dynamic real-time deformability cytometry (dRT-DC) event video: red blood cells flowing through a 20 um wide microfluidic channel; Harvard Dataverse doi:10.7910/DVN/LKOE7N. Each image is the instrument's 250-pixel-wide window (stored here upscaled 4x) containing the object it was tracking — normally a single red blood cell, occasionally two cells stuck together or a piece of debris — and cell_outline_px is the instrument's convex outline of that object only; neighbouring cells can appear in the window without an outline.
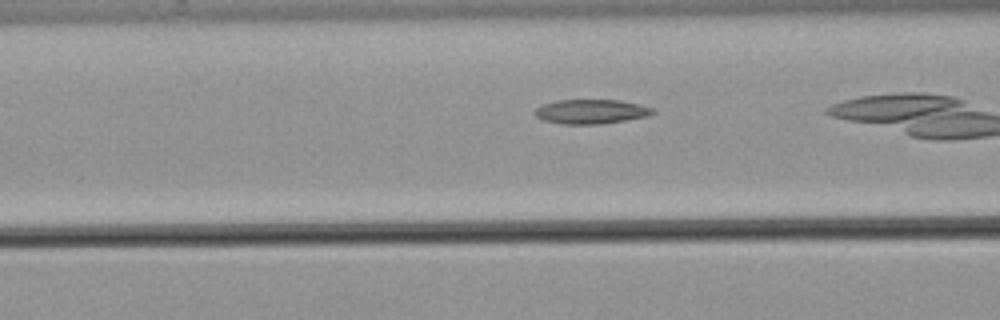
{"species": "common noctule bat (a hibernating species)", "species_latin": "Nyctalus noctula", "temperature_condition": "warm", "stored_images_in_passage": 7, "camera_frame_rate_fps": 3000, "um_per_image_px": 0.085, "animal": {"sex": "male", "body_mass_g": 21.5, "forearm_length_mm": 52.0}, "frame": {"image": 1, "passage_image": 5, "time_ms": 1.333, "image_size_px": [1000, 320], "cell_outline_px": [[656, 112], [648, 116], [600, 124], [564, 124], [544, 120], [536, 116], [532, 112], [536, 108], [544, 104], [556, 100], [620, 100], [640, 104], [652, 108]], "centroid_in_image_um": [50.24, 9.48], "position_along_channel_um": 116.4, "area_um2": 16.7}}